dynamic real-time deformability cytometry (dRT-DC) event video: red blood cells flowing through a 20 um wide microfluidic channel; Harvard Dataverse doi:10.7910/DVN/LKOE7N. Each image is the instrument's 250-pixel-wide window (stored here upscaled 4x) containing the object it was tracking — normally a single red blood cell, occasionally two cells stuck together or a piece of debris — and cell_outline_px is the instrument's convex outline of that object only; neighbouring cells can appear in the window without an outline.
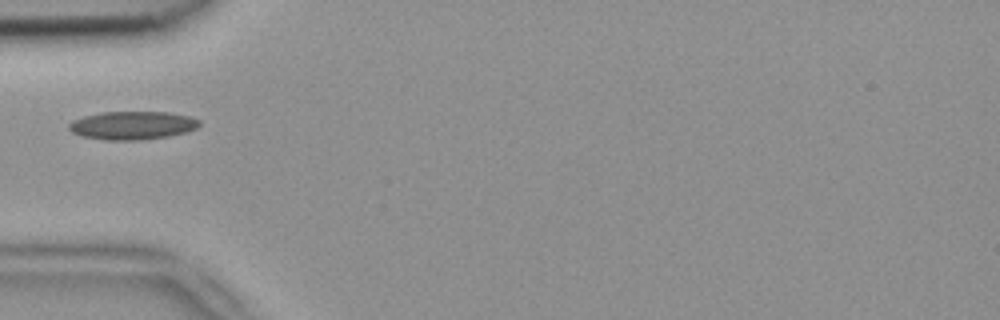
{"species": "common noctule bat (a hibernating species)", "species_latin": "Nyctalus noctula", "temperature_condition": "room temperature", "stored_images_in_passage": 1, "camera_frame_rate_fps": 3000, "um_per_image_px": 0.085, "animal": {"sex": "female", "body_mass_g": 18.4}, "frame": {"image": 1, "passage_image": 1, "time_ms": 0.0, "image_size_px": [1000, 320], "cell_outline_px": [[200, 124], [196, 128], [188, 132], [168, 136], [144, 140], [104, 140], [84, 136], [72, 132], [68, 128], [68, 124], [72, 120], [84, 116], [100, 112], [168, 112], [188, 116], [200, 120]], "centroid_in_image_um": [11.26, 10.66], "position_along_channel_um": 73.7, "area_um2": 21.56}}